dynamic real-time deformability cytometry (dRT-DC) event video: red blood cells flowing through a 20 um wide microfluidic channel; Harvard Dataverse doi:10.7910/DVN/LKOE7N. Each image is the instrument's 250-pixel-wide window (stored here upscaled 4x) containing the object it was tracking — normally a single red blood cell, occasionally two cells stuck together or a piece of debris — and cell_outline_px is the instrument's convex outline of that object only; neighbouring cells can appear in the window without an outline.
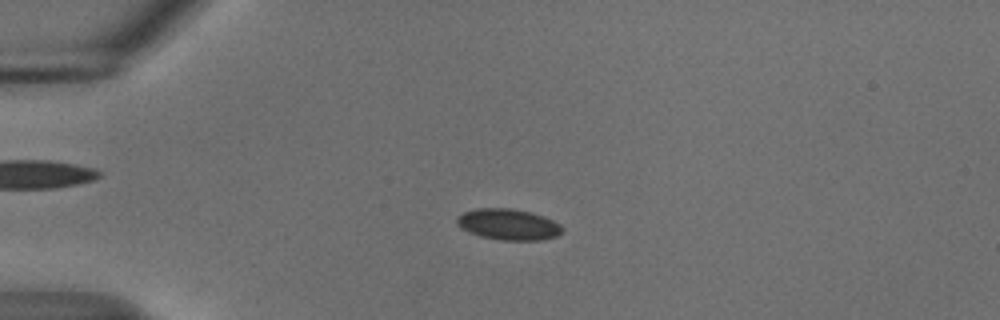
{"species": "common noctule bat (a hibernating species)", "species_latin": "Nyctalus noctula", "temperature_condition": "cold", "stored_images_in_passage": 29, "camera_frame_rate_fps": 3000, "um_per_image_px": 0.085, "animal": {"sex": "male", "body_mass_g": 18.8}, "frame": {"image": 1, "passage_image": 14, "time_ms": 4.333, "image_size_px": [1000, 320], "cell_outline_px": [[564, 228], [556, 236], [540, 240], [500, 240], [480, 236], [468, 232], [460, 228], [456, 224], [456, 216], [464, 212], [476, 208], [508, 208], [532, 212], [544, 216], [560, 224]], "centroid_in_image_um": [43.17, 19.07], "position_along_channel_um": 41.8, "area_um2": 19.19}}
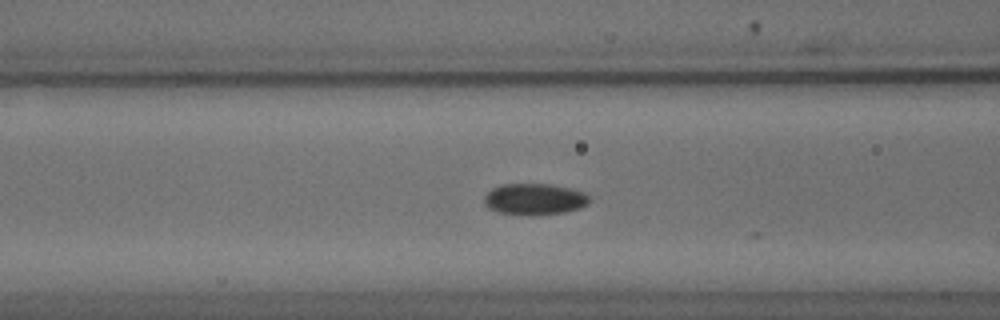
{"frame": {"image": 2, "passage_image": 23, "time_ms": 7.333, "image_size_px": [1000, 320], "cell_outline_px": [[592, 200], [588, 204], [580, 208], [564, 212], [532, 216], [528, 216], [496, 212], [488, 208], [484, 204], [484, 196], [492, 188], [504, 184], [552, 184], [572, 188], [584, 192], [592, 196]], "centroid_in_image_um": [45.47, 16.94], "position_along_channel_um": 121.1, "area_um2": 19.71}}
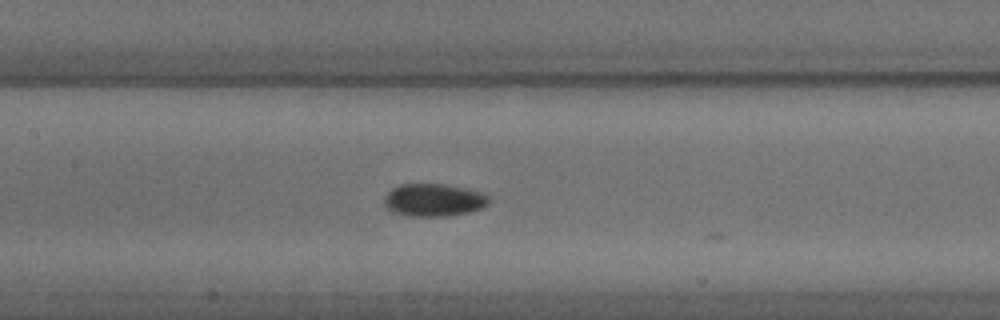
{"frame": {"image": 3, "passage_image": 27, "time_ms": 8.667, "image_size_px": [1000, 320], "cell_outline_px": [[488, 204], [484, 208], [472, 212], [448, 216], [412, 216], [392, 212], [384, 204], [384, 196], [392, 188], [400, 184], [444, 184], [464, 188], [480, 192], [488, 196]], "centroid_in_image_um": [36.87, 17.01], "position_along_channel_um": 170.5, "area_um2": 20.0}}